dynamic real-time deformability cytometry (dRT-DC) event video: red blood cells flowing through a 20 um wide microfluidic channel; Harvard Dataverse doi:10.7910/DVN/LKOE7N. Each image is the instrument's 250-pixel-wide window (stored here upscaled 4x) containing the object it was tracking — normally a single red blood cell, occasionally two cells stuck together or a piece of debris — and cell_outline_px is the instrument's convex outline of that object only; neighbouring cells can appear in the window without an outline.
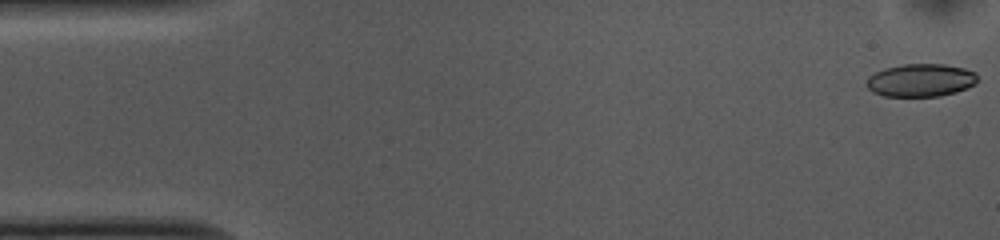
{"species": "common noctule bat (a hibernating species)", "species_latin": "Nyctalus noctula", "temperature_condition": "cold", "stored_images_in_passage": 53, "camera_frame_rate_fps": 3000, "um_per_image_px": 0.085, "animal": {"sex": "female", "body_mass_g": 10.0, "forearm_length_mm": 53.1}, "frame": {"image": 1, "passage_image": 1, "time_ms": 0.0, "image_size_px": [1000, 240], "cell_outline_px": [[980, 80], [976, 84], [956, 92], [940, 96], [884, 96], [872, 92], [864, 84], [868, 76], [884, 68], [904, 64], [944, 64], [964, 68], [976, 72]], "centroid_in_image_um": [78.27, 6.82], "position_along_channel_um": 6.7, "area_um2": 21.56}}
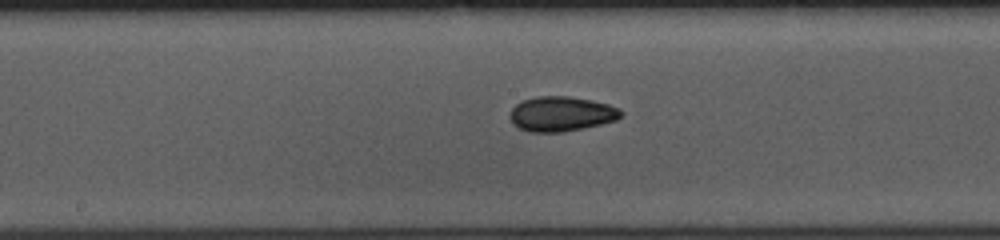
{"frame": {"image": 2, "passage_image": 26, "time_ms": 8.333, "image_size_px": [1000, 240], "cell_outline_px": [[624, 112], [616, 120], [584, 128], [564, 132], [528, 132], [512, 124], [508, 116], [512, 108], [520, 100], [540, 96], [568, 96], [592, 100], [608, 104], [620, 108]], "centroid_in_image_um": [47.69, 9.68], "position_along_channel_um": 200.5, "area_um2": 22.77}}
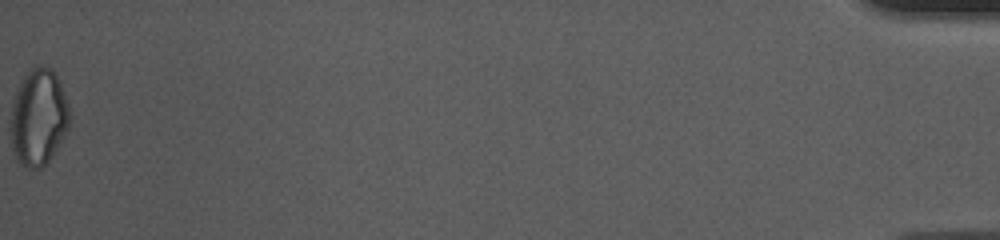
{"frame": {"image": 3, "passage_image": 53, "time_ms": 17.333, "image_size_px": [1000, 240], "cell_outline_px": [[68, 128], [64, 136], [48, 160], [40, 168], [28, 168], [20, 164], [16, 160], [12, 148], [12, 100], [20, 80], [32, 68], [52, 68], [60, 80], [68, 104]], "centroid_in_image_um": [3.26, 9.96], "position_along_channel_um": 431.9, "area_um2": 32.66}, "authors_computed_cell_mechanics": {"area_um2": 22.253, "velocity_mm_per_s": 3.745, "shape_relaxation_time_tau1_ms": null, "shape_relaxation_time_tau2_ms": 5.768, "deformation_change_tau1": null, "deformation_change_tau2": 0.0918}}